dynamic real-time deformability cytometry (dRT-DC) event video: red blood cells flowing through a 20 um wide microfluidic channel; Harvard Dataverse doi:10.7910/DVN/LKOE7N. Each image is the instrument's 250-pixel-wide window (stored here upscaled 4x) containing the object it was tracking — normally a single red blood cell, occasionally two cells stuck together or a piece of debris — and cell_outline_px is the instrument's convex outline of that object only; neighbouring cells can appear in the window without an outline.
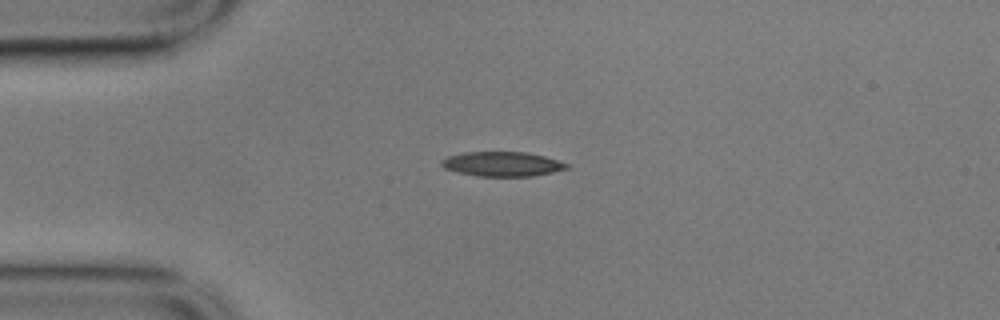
{"species": "common noctule bat (a hibernating species)", "species_latin": "Nyctalus noctula", "temperature_condition": "cold", "stored_images_in_passage": 25, "camera_frame_rate_fps": 3000, "um_per_image_px": 0.085, "animal": {"sex": "male", "body_mass_g": 17.9}, "frame": {"image": 1, "passage_image": 1, "time_ms": 0.0, "image_size_px": [1000, 320], "cell_outline_px": [[572, 168], [532, 176], [476, 176], [456, 172], [444, 168], [440, 164], [440, 160], [448, 156], [464, 152], [524, 152], [544, 156], [568, 164]], "centroid_in_image_um": [42.66, 13.94], "position_along_channel_um": 42.3, "area_um2": 17.98}}
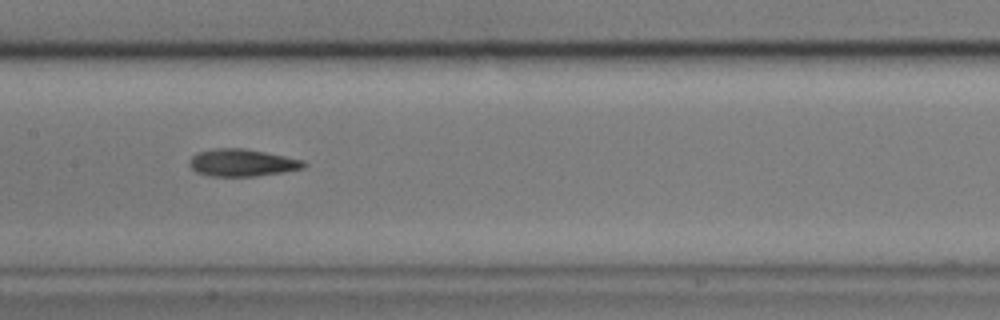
{"frame": {"image": 2, "passage_image": 15, "time_ms": 4.667, "image_size_px": [1000, 320], "cell_outline_px": [[308, 164], [304, 168], [284, 172], [256, 176], [212, 176], [196, 172], [188, 164], [188, 160], [196, 152], [212, 148], [244, 148], [304, 160]], "centroid_in_image_um": [20.56, 13.82], "position_along_channel_um": 186.8, "area_um2": 18.32}}
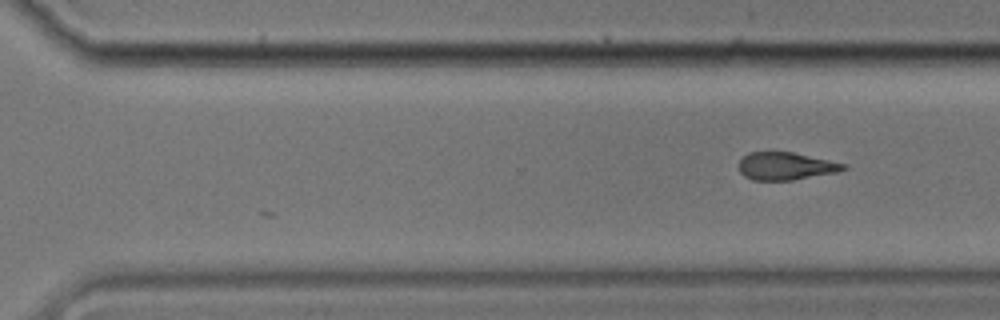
{"frame": {"image": 3, "passage_image": 25, "time_ms": 8.0, "image_size_px": [1000, 320], "cell_outline_px": [[848, 168], [836, 172], [792, 180], [752, 180], [744, 176], [740, 172], [740, 160], [748, 152], [792, 152], [828, 160], [844, 164]], "centroid_in_image_um": [66.75, 14.12], "position_along_channel_um": 303.8, "area_um2": 16.59}}